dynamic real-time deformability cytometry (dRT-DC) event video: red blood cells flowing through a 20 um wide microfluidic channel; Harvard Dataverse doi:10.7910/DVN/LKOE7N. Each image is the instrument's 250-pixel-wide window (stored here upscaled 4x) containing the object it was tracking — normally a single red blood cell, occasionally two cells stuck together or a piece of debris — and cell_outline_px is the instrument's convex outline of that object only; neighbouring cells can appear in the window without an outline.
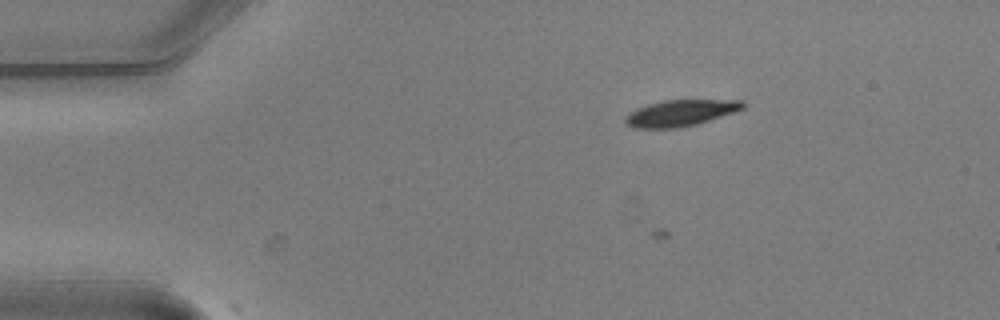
{"species": "common noctule bat (a hibernating species)", "species_latin": "Nyctalus noctula", "temperature_condition": "warm", "stored_images_in_passage": 8, "camera_frame_rate_fps": 3000, "um_per_image_px": 0.085, "animal": {"sex": "male", "body_mass_g": 20.5, "forearm_length_mm": 52.5}, "frame": {"image": 1, "passage_image": 2, "time_ms": 0.333, "image_size_px": [1000, 320], "cell_outline_px": [[744, 108], [696, 124], [676, 128], [636, 128], [624, 124], [624, 116], [636, 108], [648, 104], [664, 100], [744, 100]], "centroid_in_image_um": [57.77, 9.6], "position_along_channel_um": 27.2, "area_um2": 17.86}}
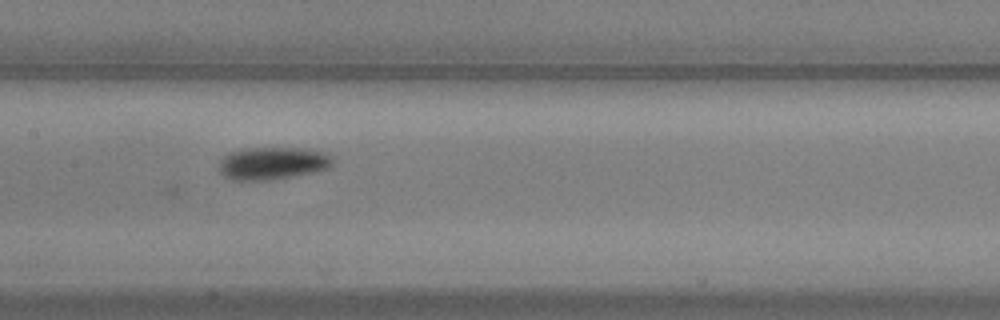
{"frame": {"image": 2, "passage_image": 7, "time_ms": 2.0, "image_size_px": [1000, 320], "cell_outline_px": [[332, 164], [328, 168], [316, 172], [268, 180], [232, 180], [224, 176], [216, 168], [220, 160], [228, 152], [240, 148], [308, 148], [328, 152], [332, 156]], "centroid_in_image_um": [23.15, 13.86], "position_along_channel_um": 184.3, "area_um2": 22.02}}
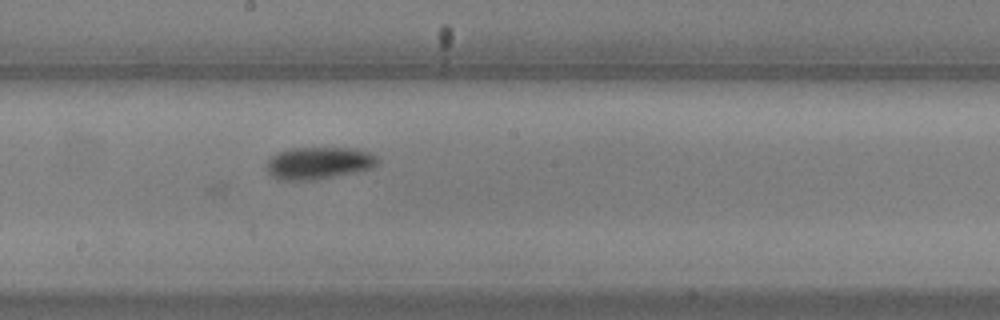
{"frame": {"image": 3, "passage_image": 8, "time_ms": 2.333, "image_size_px": [1000, 320], "cell_outline_px": [[380, 164], [372, 168], [356, 172], [316, 180], [276, 180], [268, 172], [268, 160], [276, 152], [288, 148], [356, 148], [368, 152], [376, 156], [380, 160]], "centroid_in_image_um": [27.11, 13.86], "position_along_channel_um": 221.1, "area_um2": 21.1}}